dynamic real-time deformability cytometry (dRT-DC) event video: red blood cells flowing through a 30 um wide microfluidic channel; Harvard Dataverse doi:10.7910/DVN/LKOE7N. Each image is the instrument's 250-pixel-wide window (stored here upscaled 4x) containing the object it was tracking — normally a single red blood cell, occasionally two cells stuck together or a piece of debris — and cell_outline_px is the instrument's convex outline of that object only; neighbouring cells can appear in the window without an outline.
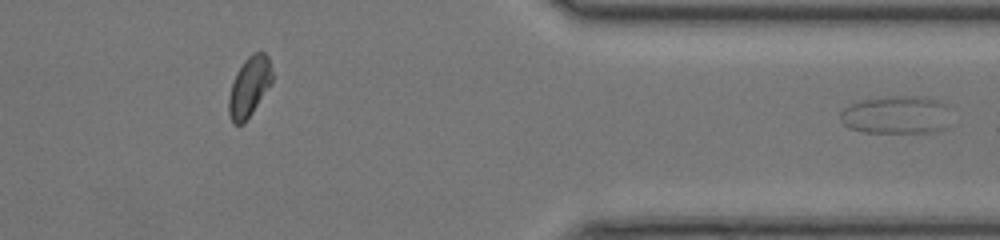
{"species": "common noctule bat (a hibernating species)", "species_latin": "Nyctalus noctula", "temperature_condition": "room temperature", "stored_images_in_passage": 28, "segment_of_instrument_passage": [2, 2], "camera_frame_rate_fps": 3000, "um_per_image_px": 0.085, "animal": {"sex": "female", "body_mass_g": 17.0, "forearm_length_mm": 48.0}, "frame": {"image": 1, "passage_image": 28, "time_ms": 9.0, "image_size_px": [1000, 240], "cell_outline_px": [[944, 128], [932, 132], [864, 132], [848, 128], [840, 120], [840, 112], [844, 108], [852, 104], [864, 100], [896, 96], [924, 96], [940, 100], [944, 104]], "centroid_in_image_um": [76.09, 9.76], "position_along_channel_um": 335.3, "area_um2": 23.81}}